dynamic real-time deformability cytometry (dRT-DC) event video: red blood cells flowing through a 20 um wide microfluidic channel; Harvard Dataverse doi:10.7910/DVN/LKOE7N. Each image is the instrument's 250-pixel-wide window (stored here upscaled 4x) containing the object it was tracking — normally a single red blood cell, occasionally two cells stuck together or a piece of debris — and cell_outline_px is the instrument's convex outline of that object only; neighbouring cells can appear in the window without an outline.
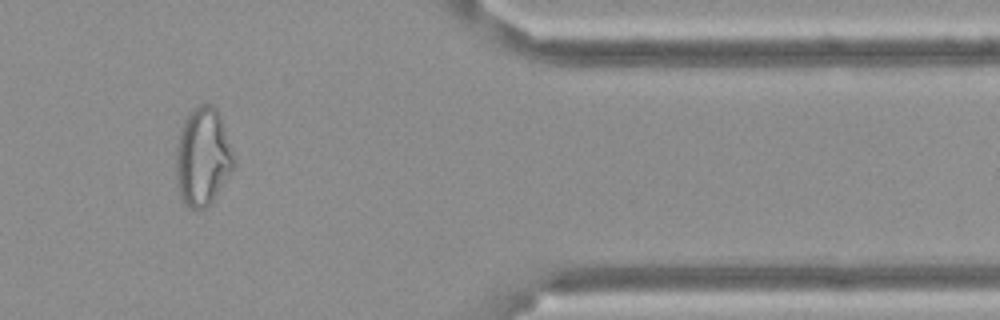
{"species": "Egyptian fruit bat (a non-hibernating species)", "species_latin": "Rousettus aegyptiacus", "temperature_condition": "cold", "stored_images_in_passage": 14, "camera_frame_rate_fps": 3000, "um_per_image_px": 0.085, "frame": {"image": 1, "passage_image": 12, "time_ms": 3.667, "image_size_px": [1000, 320], "cell_outline_px": [[236, 168], [208, 208], [200, 212], [184, 204], [180, 196], [176, 180], [176, 148], [180, 128], [184, 120], [200, 104], [212, 104], [216, 108], [220, 116], [236, 160]], "centroid_in_image_um": [17.26, 13.41], "position_along_channel_um": 394.1, "area_um2": 33.64}}